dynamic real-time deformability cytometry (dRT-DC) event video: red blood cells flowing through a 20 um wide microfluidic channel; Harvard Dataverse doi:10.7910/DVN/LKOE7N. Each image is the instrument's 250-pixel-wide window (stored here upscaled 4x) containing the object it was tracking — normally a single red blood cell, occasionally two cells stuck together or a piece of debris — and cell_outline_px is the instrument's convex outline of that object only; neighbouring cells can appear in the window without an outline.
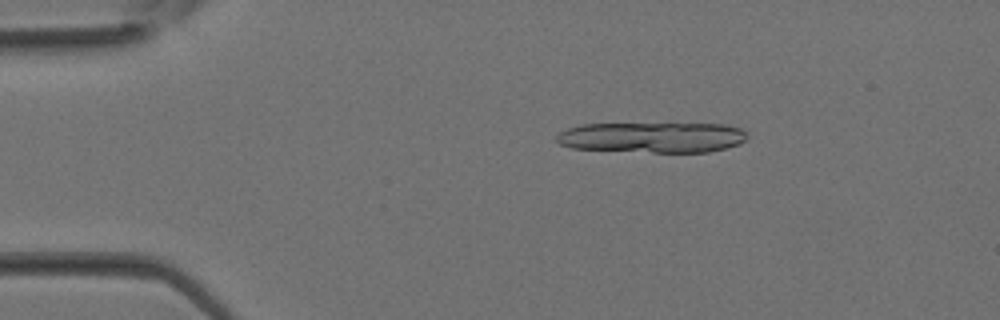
{"species": "Egyptian fruit bat (a non-hibernating species)", "species_latin": "Rousettus aegyptiacus", "temperature_condition": "room temperature", "stored_images_in_passage": 13, "camera_frame_rate_fps": 3000, "um_per_image_px": 0.085, "animal": {"sex": "female"}, "frame": {"image": 1, "passage_image": 6, "time_ms": 1.667, "image_size_px": [1000, 320], "cell_outline_px": [[748, 136], [740, 144], [708, 152], [652, 152], [572, 148], [560, 144], [556, 140], [556, 136], [560, 132], [568, 128], [580, 124], [724, 124], [740, 128]], "centroid_in_image_um": [55.44, 11.67], "position_along_channel_um": 29.6, "area_um2": 33.76}}